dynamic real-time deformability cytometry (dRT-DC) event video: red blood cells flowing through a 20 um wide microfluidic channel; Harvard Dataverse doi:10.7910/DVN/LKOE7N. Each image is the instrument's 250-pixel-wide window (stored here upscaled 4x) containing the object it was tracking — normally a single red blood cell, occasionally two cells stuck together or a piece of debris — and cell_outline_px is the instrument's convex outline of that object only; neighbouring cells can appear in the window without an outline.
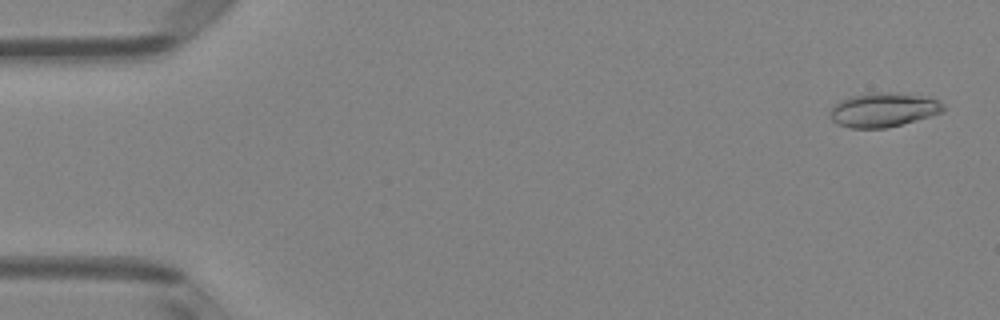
{"species": "Egyptian fruit bat (a non-hibernating species)", "species_latin": "Rousettus aegyptiacus", "temperature_condition": "room temperature", "stored_images_in_passage": 50, "camera_frame_rate_fps": 3000, "um_per_image_px": 0.085, "animal": {"sex": "female"}, "frame": {"image": 1, "passage_image": 2, "time_ms": 0.333, "image_size_px": [1000, 320], "cell_outline_px": [[944, 112], [888, 128], [852, 128], [836, 124], [832, 120], [832, 108], [840, 100], [848, 96], [872, 92], [888, 92], [916, 96], [936, 100], [944, 104]], "centroid_in_image_um": [75.06, 9.35], "position_along_channel_um": 9.9, "area_um2": 22.25}}
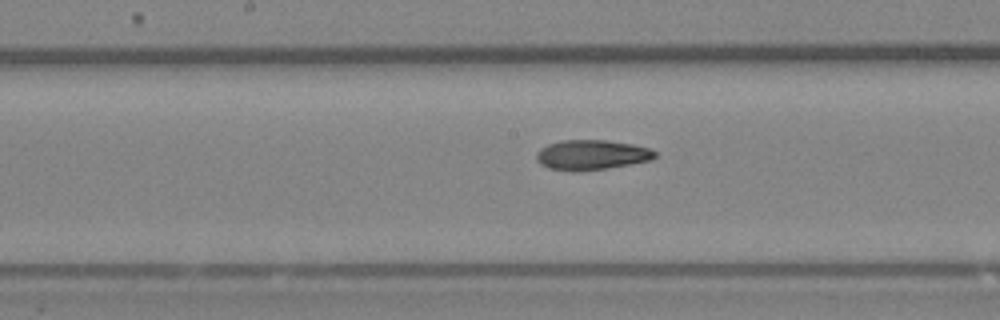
{"frame": {"image": 2, "passage_image": 26, "time_ms": 8.333, "image_size_px": [1000, 320], "cell_outline_px": [[656, 156], [652, 160], [632, 164], [576, 172], [572, 172], [548, 168], [540, 164], [536, 160], [536, 152], [540, 148], [548, 144], [560, 140], [604, 140], [632, 144], [648, 148], [656, 152]], "centroid_in_image_um": [50.24, 13.17], "position_along_channel_um": 198.0, "area_um2": 20.81}}
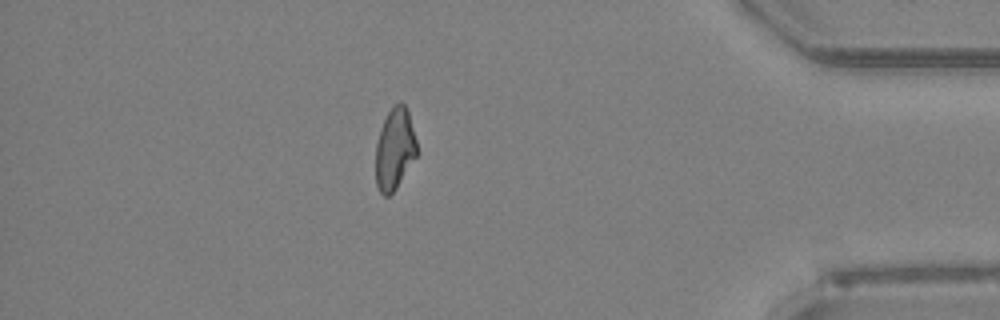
{"frame": {"image": 3, "passage_image": 44, "time_ms": 14.333, "image_size_px": [1000, 320], "cell_outline_px": [[420, 152], [396, 188], [388, 196], [384, 196], [380, 192], [376, 184], [376, 144], [380, 128], [392, 104], [400, 100], [408, 108]], "centroid_in_image_um": [33.59, 12.61], "position_along_channel_um": 401.6, "area_um2": 20.11}, "authors_computed_cell_mechanics": {"area_um2": 20.5479, "velocity_mm_per_s": 4.0403, "shape_relaxation_time_tau1_ms": 7.6047, "shape_relaxation_time_tau2_ms": 3.1899, "deformation_change_tau1": 0.2222, "deformation_change_tau2": 0.1084}}